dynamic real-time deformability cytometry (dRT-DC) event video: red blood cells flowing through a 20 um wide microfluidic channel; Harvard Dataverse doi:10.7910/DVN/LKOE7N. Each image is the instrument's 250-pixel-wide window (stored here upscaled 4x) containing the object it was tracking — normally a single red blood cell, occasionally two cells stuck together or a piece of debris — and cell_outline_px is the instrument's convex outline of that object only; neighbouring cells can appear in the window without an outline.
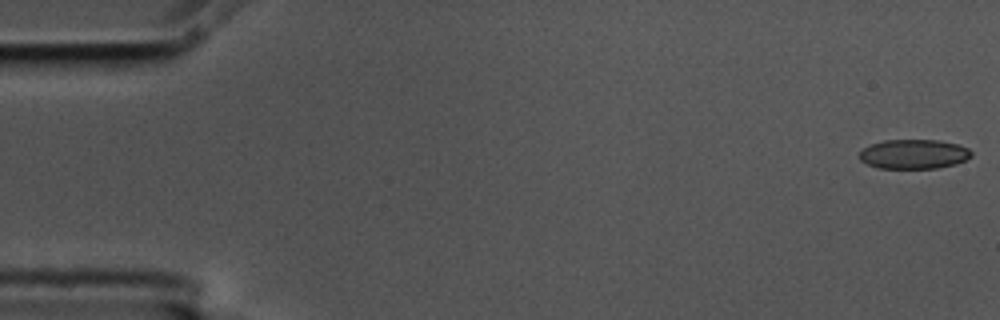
{"species": "common noctule bat (a hibernating species)", "species_latin": "Nyctalus noctula", "temperature_condition": "cold", "stored_images_in_passage": 56, "camera_frame_rate_fps": 3000, "um_per_image_px": 0.085, "animal": {"sex": "male", "body_mass_g": 17.5, "forearm_length_mm": 52.3}, "frame": {"image": 1, "passage_image": 1, "time_ms": 0.0, "image_size_px": [1000, 320], "cell_outline_px": [[972, 156], [956, 164], [936, 168], [876, 168], [860, 160], [860, 152], [864, 148], [872, 144], [884, 140], [940, 140], [956, 144], [968, 148], [972, 152]], "centroid_in_image_um": [77.68, 13.1], "position_along_channel_um": 7.3, "area_um2": 19.13}}
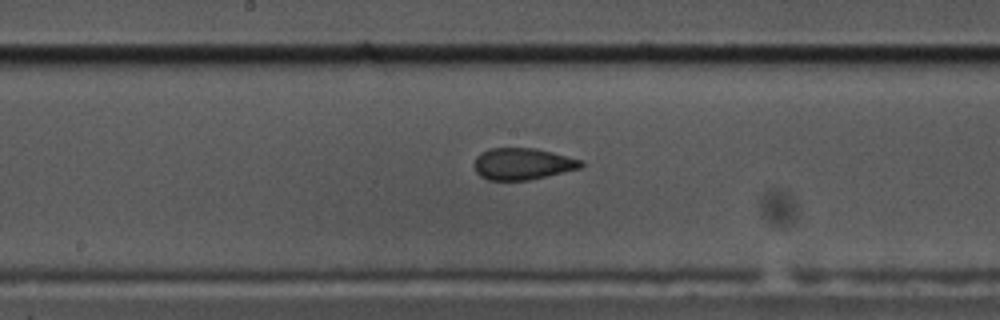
{"frame": {"image": 2, "passage_image": 29, "time_ms": 9.333, "image_size_px": [1000, 320], "cell_outline_px": [[584, 164], [580, 168], [528, 180], [488, 180], [480, 176], [476, 172], [472, 164], [476, 156], [480, 152], [492, 148], [536, 148], [584, 160]], "centroid_in_image_um": [44.39, 13.92], "position_along_channel_um": 203.8, "area_um2": 19.83}}
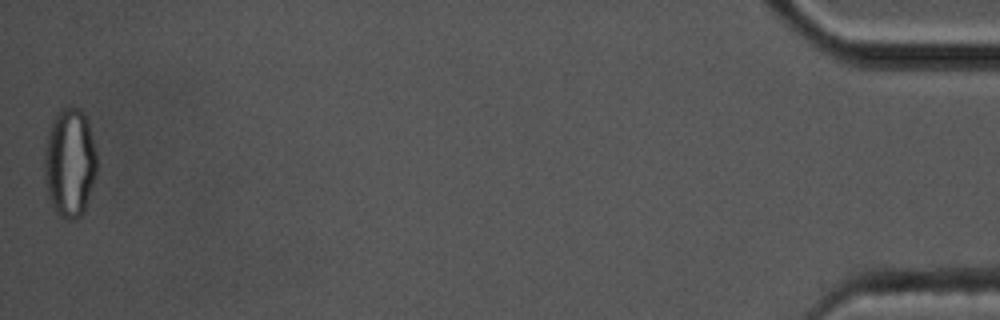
{"frame": {"image": 3, "passage_image": 56, "time_ms": 18.333, "image_size_px": [1000, 320], "cell_outline_px": [[96, 172], [84, 212], [80, 216], [72, 220], [68, 220], [60, 216], [56, 212], [52, 204], [44, 180], [44, 152], [48, 132], [52, 120], [56, 112], [60, 108], [80, 108], [84, 112], [88, 120], [96, 152]], "centroid_in_image_um": [5.92, 13.8], "position_along_channel_um": 429.3, "area_um2": 33.41}, "authors_computed_cell_mechanics": {"area_um2": 20.3745, "velocity_mm_per_s": 3.5755, "shape_relaxation_time_tau1_ms": null, "shape_relaxation_time_tau2_ms": 1.673, "deformation_change_tau1": null, "deformation_change_tau2": 0.0673}}